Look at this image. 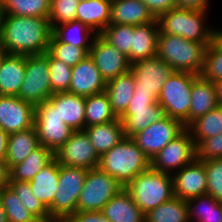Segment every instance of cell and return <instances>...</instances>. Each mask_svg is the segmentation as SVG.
<instances>
[{
    "instance_id": "91938a15",
    "label": "cell",
    "mask_w": 222,
    "mask_h": 222,
    "mask_svg": "<svg viewBox=\"0 0 222 222\" xmlns=\"http://www.w3.org/2000/svg\"><path fill=\"white\" fill-rule=\"evenodd\" d=\"M5 54H6V51L4 50L2 44L0 43V63L3 59V57L5 56Z\"/></svg>"
},
{
    "instance_id": "f5cc1de1",
    "label": "cell",
    "mask_w": 222,
    "mask_h": 222,
    "mask_svg": "<svg viewBox=\"0 0 222 222\" xmlns=\"http://www.w3.org/2000/svg\"><path fill=\"white\" fill-rule=\"evenodd\" d=\"M9 181V168L5 160L0 159V188L6 186Z\"/></svg>"
},
{
    "instance_id": "6f0895ef",
    "label": "cell",
    "mask_w": 222,
    "mask_h": 222,
    "mask_svg": "<svg viewBox=\"0 0 222 222\" xmlns=\"http://www.w3.org/2000/svg\"><path fill=\"white\" fill-rule=\"evenodd\" d=\"M0 222H8L7 215L5 209L2 206L1 201H0Z\"/></svg>"
},
{
    "instance_id": "484cf974",
    "label": "cell",
    "mask_w": 222,
    "mask_h": 222,
    "mask_svg": "<svg viewBox=\"0 0 222 222\" xmlns=\"http://www.w3.org/2000/svg\"><path fill=\"white\" fill-rule=\"evenodd\" d=\"M165 116L163 107L155 102L148 107L127 108L119 119L122 121L125 137L132 138L136 133Z\"/></svg>"
},
{
    "instance_id": "ac0fdd59",
    "label": "cell",
    "mask_w": 222,
    "mask_h": 222,
    "mask_svg": "<svg viewBox=\"0 0 222 222\" xmlns=\"http://www.w3.org/2000/svg\"><path fill=\"white\" fill-rule=\"evenodd\" d=\"M105 88L106 81L89 55L72 67V79L68 92L87 97L105 92Z\"/></svg>"
},
{
    "instance_id": "c3c4849f",
    "label": "cell",
    "mask_w": 222,
    "mask_h": 222,
    "mask_svg": "<svg viewBox=\"0 0 222 222\" xmlns=\"http://www.w3.org/2000/svg\"><path fill=\"white\" fill-rule=\"evenodd\" d=\"M71 222H110L101 211L78 212L68 216Z\"/></svg>"
},
{
    "instance_id": "f546056e",
    "label": "cell",
    "mask_w": 222,
    "mask_h": 222,
    "mask_svg": "<svg viewBox=\"0 0 222 222\" xmlns=\"http://www.w3.org/2000/svg\"><path fill=\"white\" fill-rule=\"evenodd\" d=\"M35 127L9 134L5 161L9 170L21 162L39 146Z\"/></svg>"
},
{
    "instance_id": "681fc988",
    "label": "cell",
    "mask_w": 222,
    "mask_h": 222,
    "mask_svg": "<svg viewBox=\"0 0 222 222\" xmlns=\"http://www.w3.org/2000/svg\"><path fill=\"white\" fill-rule=\"evenodd\" d=\"M155 102H158V98L155 95L134 94L128 108L148 107Z\"/></svg>"
},
{
    "instance_id": "816d5d0a",
    "label": "cell",
    "mask_w": 222,
    "mask_h": 222,
    "mask_svg": "<svg viewBox=\"0 0 222 222\" xmlns=\"http://www.w3.org/2000/svg\"><path fill=\"white\" fill-rule=\"evenodd\" d=\"M9 134L0 128V159L5 160L7 155Z\"/></svg>"
},
{
    "instance_id": "ab89813d",
    "label": "cell",
    "mask_w": 222,
    "mask_h": 222,
    "mask_svg": "<svg viewBox=\"0 0 222 222\" xmlns=\"http://www.w3.org/2000/svg\"><path fill=\"white\" fill-rule=\"evenodd\" d=\"M99 35L127 56L129 61V53L132 47V25L109 24Z\"/></svg>"
},
{
    "instance_id": "f6af8a7d",
    "label": "cell",
    "mask_w": 222,
    "mask_h": 222,
    "mask_svg": "<svg viewBox=\"0 0 222 222\" xmlns=\"http://www.w3.org/2000/svg\"><path fill=\"white\" fill-rule=\"evenodd\" d=\"M207 178V193L222 202V158L203 161Z\"/></svg>"
},
{
    "instance_id": "2e32d148",
    "label": "cell",
    "mask_w": 222,
    "mask_h": 222,
    "mask_svg": "<svg viewBox=\"0 0 222 222\" xmlns=\"http://www.w3.org/2000/svg\"><path fill=\"white\" fill-rule=\"evenodd\" d=\"M35 105L17 96L0 95V128L12 134L34 127Z\"/></svg>"
},
{
    "instance_id": "ee69618b",
    "label": "cell",
    "mask_w": 222,
    "mask_h": 222,
    "mask_svg": "<svg viewBox=\"0 0 222 222\" xmlns=\"http://www.w3.org/2000/svg\"><path fill=\"white\" fill-rule=\"evenodd\" d=\"M79 2L75 0H51L49 22L51 28L71 22L76 19V10Z\"/></svg>"
},
{
    "instance_id": "d4e9b609",
    "label": "cell",
    "mask_w": 222,
    "mask_h": 222,
    "mask_svg": "<svg viewBox=\"0 0 222 222\" xmlns=\"http://www.w3.org/2000/svg\"><path fill=\"white\" fill-rule=\"evenodd\" d=\"M191 106L189 109V125L197 118L207 114L218 106L214 82L198 75L192 84Z\"/></svg>"
},
{
    "instance_id": "60d3db41",
    "label": "cell",
    "mask_w": 222,
    "mask_h": 222,
    "mask_svg": "<svg viewBox=\"0 0 222 222\" xmlns=\"http://www.w3.org/2000/svg\"><path fill=\"white\" fill-rule=\"evenodd\" d=\"M47 52L53 58L61 60L70 67H74L89 55V52L85 48L74 47L71 44L59 42L53 35H51Z\"/></svg>"
},
{
    "instance_id": "9f6ffc18",
    "label": "cell",
    "mask_w": 222,
    "mask_h": 222,
    "mask_svg": "<svg viewBox=\"0 0 222 222\" xmlns=\"http://www.w3.org/2000/svg\"><path fill=\"white\" fill-rule=\"evenodd\" d=\"M213 41L222 49V30L214 29Z\"/></svg>"
},
{
    "instance_id": "11a10c76",
    "label": "cell",
    "mask_w": 222,
    "mask_h": 222,
    "mask_svg": "<svg viewBox=\"0 0 222 222\" xmlns=\"http://www.w3.org/2000/svg\"><path fill=\"white\" fill-rule=\"evenodd\" d=\"M218 104L222 106V79L214 81Z\"/></svg>"
},
{
    "instance_id": "f1b7e54d",
    "label": "cell",
    "mask_w": 222,
    "mask_h": 222,
    "mask_svg": "<svg viewBox=\"0 0 222 222\" xmlns=\"http://www.w3.org/2000/svg\"><path fill=\"white\" fill-rule=\"evenodd\" d=\"M58 177L59 163L54 157L29 181L32 192L47 209L51 206L56 189L59 187Z\"/></svg>"
},
{
    "instance_id": "74e56055",
    "label": "cell",
    "mask_w": 222,
    "mask_h": 222,
    "mask_svg": "<svg viewBox=\"0 0 222 222\" xmlns=\"http://www.w3.org/2000/svg\"><path fill=\"white\" fill-rule=\"evenodd\" d=\"M0 201L8 222H38V219L21 204L19 197L8 185L0 188Z\"/></svg>"
},
{
    "instance_id": "5b68a950",
    "label": "cell",
    "mask_w": 222,
    "mask_h": 222,
    "mask_svg": "<svg viewBox=\"0 0 222 222\" xmlns=\"http://www.w3.org/2000/svg\"><path fill=\"white\" fill-rule=\"evenodd\" d=\"M125 189L144 214L174 197L172 175L151 168L139 173Z\"/></svg>"
},
{
    "instance_id": "9c48e42d",
    "label": "cell",
    "mask_w": 222,
    "mask_h": 222,
    "mask_svg": "<svg viewBox=\"0 0 222 222\" xmlns=\"http://www.w3.org/2000/svg\"><path fill=\"white\" fill-rule=\"evenodd\" d=\"M34 127L40 145L54 154L74 132L58 115V109L49 101L35 105Z\"/></svg>"
},
{
    "instance_id": "1f68e13d",
    "label": "cell",
    "mask_w": 222,
    "mask_h": 222,
    "mask_svg": "<svg viewBox=\"0 0 222 222\" xmlns=\"http://www.w3.org/2000/svg\"><path fill=\"white\" fill-rule=\"evenodd\" d=\"M52 35L59 42L85 48L89 52L97 34L80 21L74 20L55 26L52 29Z\"/></svg>"
},
{
    "instance_id": "d590c367",
    "label": "cell",
    "mask_w": 222,
    "mask_h": 222,
    "mask_svg": "<svg viewBox=\"0 0 222 222\" xmlns=\"http://www.w3.org/2000/svg\"><path fill=\"white\" fill-rule=\"evenodd\" d=\"M187 129L197 146L202 140L222 133V106L218 105L207 114L194 120Z\"/></svg>"
},
{
    "instance_id": "f35d334b",
    "label": "cell",
    "mask_w": 222,
    "mask_h": 222,
    "mask_svg": "<svg viewBox=\"0 0 222 222\" xmlns=\"http://www.w3.org/2000/svg\"><path fill=\"white\" fill-rule=\"evenodd\" d=\"M7 185L19 197L21 204L38 220L50 216L48 209L32 192L29 182L9 180Z\"/></svg>"
},
{
    "instance_id": "83f0119b",
    "label": "cell",
    "mask_w": 222,
    "mask_h": 222,
    "mask_svg": "<svg viewBox=\"0 0 222 222\" xmlns=\"http://www.w3.org/2000/svg\"><path fill=\"white\" fill-rule=\"evenodd\" d=\"M134 92L135 80L131 71L106 83L105 93L108 95L112 110L118 118L126 112Z\"/></svg>"
},
{
    "instance_id": "8992f818",
    "label": "cell",
    "mask_w": 222,
    "mask_h": 222,
    "mask_svg": "<svg viewBox=\"0 0 222 222\" xmlns=\"http://www.w3.org/2000/svg\"><path fill=\"white\" fill-rule=\"evenodd\" d=\"M197 76L191 72H173L158 96L165 115L181 121L186 128L189 126L192 84Z\"/></svg>"
},
{
    "instance_id": "f907efd6",
    "label": "cell",
    "mask_w": 222,
    "mask_h": 222,
    "mask_svg": "<svg viewBox=\"0 0 222 222\" xmlns=\"http://www.w3.org/2000/svg\"><path fill=\"white\" fill-rule=\"evenodd\" d=\"M209 0H177L178 7L196 10H209Z\"/></svg>"
},
{
    "instance_id": "3957f363",
    "label": "cell",
    "mask_w": 222,
    "mask_h": 222,
    "mask_svg": "<svg viewBox=\"0 0 222 222\" xmlns=\"http://www.w3.org/2000/svg\"><path fill=\"white\" fill-rule=\"evenodd\" d=\"M208 45L178 35L159 34L156 55L174 71L201 75Z\"/></svg>"
},
{
    "instance_id": "680465c9",
    "label": "cell",
    "mask_w": 222,
    "mask_h": 222,
    "mask_svg": "<svg viewBox=\"0 0 222 222\" xmlns=\"http://www.w3.org/2000/svg\"><path fill=\"white\" fill-rule=\"evenodd\" d=\"M3 17H4V14L1 12V9H0V43L2 41Z\"/></svg>"
},
{
    "instance_id": "277c9868",
    "label": "cell",
    "mask_w": 222,
    "mask_h": 222,
    "mask_svg": "<svg viewBox=\"0 0 222 222\" xmlns=\"http://www.w3.org/2000/svg\"><path fill=\"white\" fill-rule=\"evenodd\" d=\"M207 12L180 7L171 9L157 18L159 34L178 35L187 40L210 44L213 42L214 29L207 27Z\"/></svg>"
},
{
    "instance_id": "52a82bcc",
    "label": "cell",
    "mask_w": 222,
    "mask_h": 222,
    "mask_svg": "<svg viewBox=\"0 0 222 222\" xmlns=\"http://www.w3.org/2000/svg\"><path fill=\"white\" fill-rule=\"evenodd\" d=\"M124 187L98 167L89 169L79 195L76 211H102L103 207Z\"/></svg>"
},
{
    "instance_id": "7dc6e473",
    "label": "cell",
    "mask_w": 222,
    "mask_h": 222,
    "mask_svg": "<svg viewBox=\"0 0 222 222\" xmlns=\"http://www.w3.org/2000/svg\"><path fill=\"white\" fill-rule=\"evenodd\" d=\"M153 14L155 18H158L161 14L167 11L177 8V0H141Z\"/></svg>"
},
{
    "instance_id": "5bb4252c",
    "label": "cell",
    "mask_w": 222,
    "mask_h": 222,
    "mask_svg": "<svg viewBox=\"0 0 222 222\" xmlns=\"http://www.w3.org/2000/svg\"><path fill=\"white\" fill-rule=\"evenodd\" d=\"M54 157L60 165L82 167L88 170L97 168L100 159L84 130L74 131Z\"/></svg>"
},
{
    "instance_id": "9a60e30c",
    "label": "cell",
    "mask_w": 222,
    "mask_h": 222,
    "mask_svg": "<svg viewBox=\"0 0 222 222\" xmlns=\"http://www.w3.org/2000/svg\"><path fill=\"white\" fill-rule=\"evenodd\" d=\"M89 56L106 83L130 71L131 63L113 45L106 42L100 35L93 39Z\"/></svg>"
},
{
    "instance_id": "b9f144b4",
    "label": "cell",
    "mask_w": 222,
    "mask_h": 222,
    "mask_svg": "<svg viewBox=\"0 0 222 222\" xmlns=\"http://www.w3.org/2000/svg\"><path fill=\"white\" fill-rule=\"evenodd\" d=\"M46 58L48 59L52 95L68 92L72 79V67L53 58L47 51Z\"/></svg>"
},
{
    "instance_id": "7402d4cb",
    "label": "cell",
    "mask_w": 222,
    "mask_h": 222,
    "mask_svg": "<svg viewBox=\"0 0 222 222\" xmlns=\"http://www.w3.org/2000/svg\"><path fill=\"white\" fill-rule=\"evenodd\" d=\"M26 55L5 54L0 63V95L18 96L25 76Z\"/></svg>"
},
{
    "instance_id": "8fae6325",
    "label": "cell",
    "mask_w": 222,
    "mask_h": 222,
    "mask_svg": "<svg viewBox=\"0 0 222 222\" xmlns=\"http://www.w3.org/2000/svg\"><path fill=\"white\" fill-rule=\"evenodd\" d=\"M196 159V146L186 128L151 158V169L172 175Z\"/></svg>"
},
{
    "instance_id": "4dcf8cb0",
    "label": "cell",
    "mask_w": 222,
    "mask_h": 222,
    "mask_svg": "<svg viewBox=\"0 0 222 222\" xmlns=\"http://www.w3.org/2000/svg\"><path fill=\"white\" fill-rule=\"evenodd\" d=\"M53 158L54 153L50 149L39 145L23 162L14 165L9 170V180L29 182Z\"/></svg>"
},
{
    "instance_id": "30bf717a",
    "label": "cell",
    "mask_w": 222,
    "mask_h": 222,
    "mask_svg": "<svg viewBox=\"0 0 222 222\" xmlns=\"http://www.w3.org/2000/svg\"><path fill=\"white\" fill-rule=\"evenodd\" d=\"M52 96L50 73L46 52L39 55H27L25 76L17 97L37 105Z\"/></svg>"
},
{
    "instance_id": "603a6c76",
    "label": "cell",
    "mask_w": 222,
    "mask_h": 222,
    "mask_svg": "<svg viewBox=\"0 0 222 222\" xmlns=\"http://www.w3.org/2000/svg\"><path fill=\"white\" fill-rule=\"evenodd\" d=\"M101 212L110 222H145V214L125 188L114 195Z\"/></svg>"
},
{
    "instance_id": "836d02e7",
    "label": "cell",
    "mask_w": 222,
    "mask_h": 222,
    "mask_svg": "<svg viewBox=\"0 0 222 222\" xmlns=\"http://www.w3.org/2000/svg\"><path fill=\"white\" fill-rule=\"evenodd\" d=\"M117 119L105 92L85 97V128Z\"/></svg>"
},
{
    "instance_id": "d6a6232c",
    "label": "cell",
    "mask_w": 222,
    "mask_h": 222,
    "mask_svg": "<svg viewBox=\"0 0 222 222\" xmlns=\"http://www.w3.org/2000/svg\"><path fill=\"white\" fill-rule=\"evenodd\" d=\"M190 222H222V202L205 194L186 200Z\"/></svg>"
},
{
    "instance_id": "ffe728a7",
    "label": "cell",
    "mask_w": 222,
    "mask_h": 222,
    "mask_svg": "<svg viewBox=\"0 0 222 222\" xmlns=\"http://www.w3.org/2000/svg\"><path fill=\"white\" fill-rule=\"evenodd\" d=\"M157 18L143 25H132V47L129 53V62L156 56L159 37Z\"/></svg>"
},
{
    "instance_id": "4316f807",
    "label": "cell",
    "mask_w": 222,
    "mask_h": 222,
    "mask_svg": "<svg viewBox=\"0 0 222 222\" xmlns=\"http://www.w3.org/2000/svg\"><path fill=\"white\" fill-rule=\"evenodd\" d=\"M84 131L99 156L108 152L125 138L123 124L119 118L112 122L86 127Z\"/></svg>"
},
{
    "instance_id": "7c38bea8",
    "label": "cell",
    "mask_w": 222,
    "mask_h": 222,
    "mask_svg": "<svg viewBox=\"0 0 222 222\" xmlns=\"http://www.w3.org/2000/svg\"><path fill=\"white\" fill-rule=\"evenodd\" d=\"M134 75V94L155 95L157 98L166 80L175 72L170 65L157 55L131 63Z\"/></svg>"
},
{
    "instance_id": "e0dca14e",
    "label": "cell",
    "mask_w": 222,
    "mask_h": 222,
    "mask_svg": "<svg viewBox=\"0 0 222 222\" xmlns=\"http://www.w3.org/2000/svg\"><path fill=\"white\" fill-rule=\"evenodd\" d=\"M174 196L188 200L207 193L205 164L195 159L172 174Z\"/></svg>"
},
{
    "instance_id": "bcb514c9",
    "label": "cell",
    "mask_w": 222,
    "mask_h": 222,
    "mask_svg": "<svg viewBox=\"0 0 222 222\" xmlns=\"http://www.w3.org/2000/svg\"><path fill=\"white\" fill-rule=\"evenodd\" d=\"M222 158V133L206 138L196 146V159L207 161Z\"/></svg>"
},
{
    "instance_id": "7a4b0ae2",
    "label": "cell",
    "mask_w": 222,
    "mask_h": 222,
    "mask_svg": "<svg viewBox=\"0 0 222 222\" xmlns=\"http://www.w3.org/2000/svg\"><path fill=\"white\" fill-rule=\"evenodd\" d=\"M98 168L113 176L124 188L139 174L151 168V159L130 137H125L102 154Z\"/></svg>"
},
{
    "instance_id": "4fadbf2b",
    "label": "cell",
    "mask_w": 222,
    "mask_h": 222,
    "mask_svg": "<svg viewBox=\"0 0 222 222\" xmlns=\"http://www.w3.org/2000/svg\"><path fill=\"white\" fill-rule=\"evenodd\" d=\"M185 129L181 121L165 116L136 133L132 139L138 148L151 159Z\"/></svg>"
},
{
    "instance_id": "e575fe53",
    "label": "cell",
    "mask_w": 222,
    "mask_h": 222,
    "mask_svg": "<svg viewBox=\"0 0 222 222\" xmlns=\"http://www.w3.org/2000/svg\"><path fill=\"white\" fill-rule=\"evenodd\" d=\"M145 222H190L188 204L174 196L145 214Z\"/></svg>"
},
{
    "instance_id": "db71d44e",
    "label": "cell",
    "mask_w": 222,
    "mask_h": 222,
    "mask_svg": "<svg viewBox=\"0 0 222 222\" xmlns=\"http://www.w3.org/2000/svg\"><path fill=\"white\" fill-rule=\"evenodd\" d=\"M38 222H71L68 217L49 216L47 218L38 220Z\"/></svg>"
},
{
    "instance_id": "cb8c5ba5",
    "label": "cell",
    "mask_w": 222,
    "mask_h": 222,
    "mask_svg": "<svg viewBox=\"0 0 222 222\" xmlns=\"http://www.w3.org/2000/svg\"><path fill=\"white\" fill-rule=\"evenodd\" d=\"M112 0H84L80 1L76 10V19L97 35H99L110 22Z\"/></svg>"
},
{
    "instance_id": "44dd1931",
    "label": "cell",
    "mask_w": 222,
    "mask_h": 222,
    "mask_svg": "<svg viewBox=\"0 0 222 222\" xmlns=\"http://www.w3.org/2000/svg\"><path fill=\"white\" fill-rule=\"evenodd\" d=\"M156 18L141 0H112L109 24L143 25Z\"/></svg>"
},
{
    "instance_id": "6da1fadb",
    "label": "cell",
    "mask_w": 222,
    "mask_h": 222,
    "mask_svg": "<svg viewBox=\"0 0 222 222\" xmlns=\"http://www.w3.org/2000/svg\"><path fill=\"white\" fill-rule=\"evenodd\" d=\"M52 28L48 18L4 15L1 44L7 54L39 55L48 50Z\"/></svg>"
},
{
    "instance_id": "8d00e7d4",
    "label": "cell",
    "mask_w": 222,
    "mask_h": 222,
    "mask_svg": "<svg viewBox=\"0 0 222 222\" xmlns=\"http://www.w3.org/2000/svg\"><path fill=\"white\" fill-rule=\"evenodd\" d=\"M4 15L48 18L51 0H0Z\"/></svg>"
},
{
    "instance_id": "d6986e66",
    "label": "cell",
    "mask_w": 222,
    "mask_h": 222,
    "mask_svg": "<svg viewBox=\"0 0 222 222\" xmlns=\"http://www.w3.org/2000/svg\"><path fill=\"white\" fill-rule=\"evenodd\" d=\"M48 100L58 109L62 121L73 131L85 128V97L70 92L54 93Z\"/></svg>"
},
{
    "instance_id": "ba28073f",
    "label": "cell",
    "mask_w": 222,
    "mask_h": 222,
    "mask_svg": "<svg viewBox=\"0 0 222 222\" xmlns=\"http://www.w3.org/2000/svg\"><path fill=\"white\" fill-rule=\"evenodd\" d=\"M88 169L59 164V182L53 202L48 208L50 216L68 217L76 212L77 201Z\"/></svg>"
},
{
    "instance_id": "7bdbcfd3",
    "label": "cell",
    "mask_w": 222,
    "mask_h": 222,
    "mask_svg": "<svg viewBox=\"0 0 222 222\" xmlns=\"http://www.w3.org/2000/svg\"><path fill=\"white\" fill-rule=\"evenodd\" d=\"M201 76L212 82L222 79V49L214 41L207 46Z\"/></svg>"
}]
</instances>
